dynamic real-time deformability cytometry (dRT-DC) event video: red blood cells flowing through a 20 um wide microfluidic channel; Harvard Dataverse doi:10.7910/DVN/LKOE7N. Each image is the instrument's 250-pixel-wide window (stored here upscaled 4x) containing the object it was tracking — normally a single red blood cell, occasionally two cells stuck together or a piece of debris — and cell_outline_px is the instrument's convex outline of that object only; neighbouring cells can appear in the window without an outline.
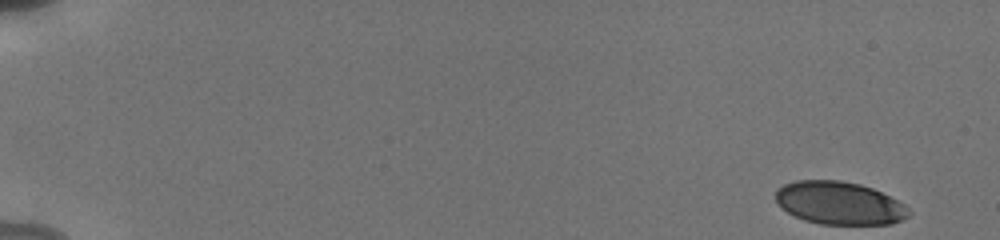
{"species": "human", "species_latin": "Homo sapiens", "temperature_condition": "cold", "stored_images_in_passage": 29, "camera_frame_rate_fps": 3000, "um_per_image_px": 0.085, "donor": {"sex": "male"}, "frame": {"image": 1, "passage_image": 1, "time_ms": 0.0, "image_size_px": [1000, 240], "cell_outline_px": [[912, 212], [908, 216], [892, 224], [820, 224], [804, 220], [788, 212], [776, 200], [776, 192], [784, 184], [796, 180], [840, 180], [860, 184], [872, 188], [904, 204]], "centroid_in_image_um": [71.36, 17.26], "position_along_channel_um": 13.6, "area_um2": 33.0}}
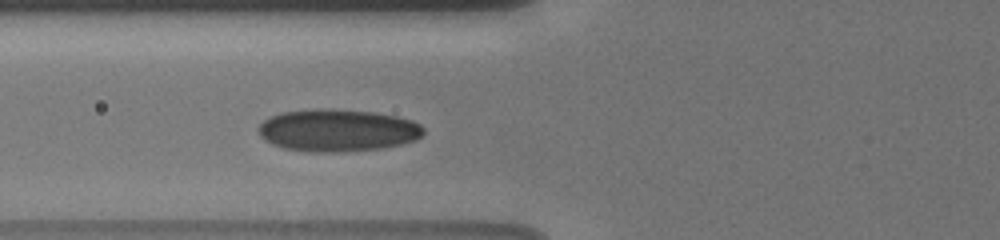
{"frame": {"image": 2, "passage_image": 14, "time_ms": 6.667, "image_size_px": [1000, 240], "cell_outline_px": [[424, 132], [416, 140], [384, 148], [336, 152], [312, 152], [284, 148], [272, 144], [264, 140], [256, 132], [256, 128], [264, 120], [272, 116], [284, 112], [316, 108], [332, 108], [376, 112], [396, 116], [412, 120], [420, 124], [424, 128]], "centroid_in_image_um": [28.68, 11.07], "position_along_channel_um": 97.1, "area_um2": 41.04}}
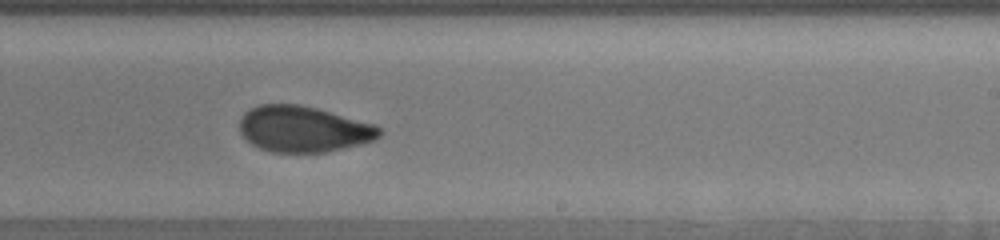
{"frame": {"image": 3, "passage_image": 26, "time_ms": 11.0, "image_size_px": [1000, 240], "cell_outline_px": [[384, 132], [376, 140], [360, 144], [324, 152], [272, 152], [260, 148], [252, 144], [240, 132], [240, 116], [244, 112], [260, 104], [300, 104], [316, 108], [376, 124]], "centroid_in_image_um": [25.81, 10.96], "position_along_channel_um": 263.2, "area_um2": 37.51}}